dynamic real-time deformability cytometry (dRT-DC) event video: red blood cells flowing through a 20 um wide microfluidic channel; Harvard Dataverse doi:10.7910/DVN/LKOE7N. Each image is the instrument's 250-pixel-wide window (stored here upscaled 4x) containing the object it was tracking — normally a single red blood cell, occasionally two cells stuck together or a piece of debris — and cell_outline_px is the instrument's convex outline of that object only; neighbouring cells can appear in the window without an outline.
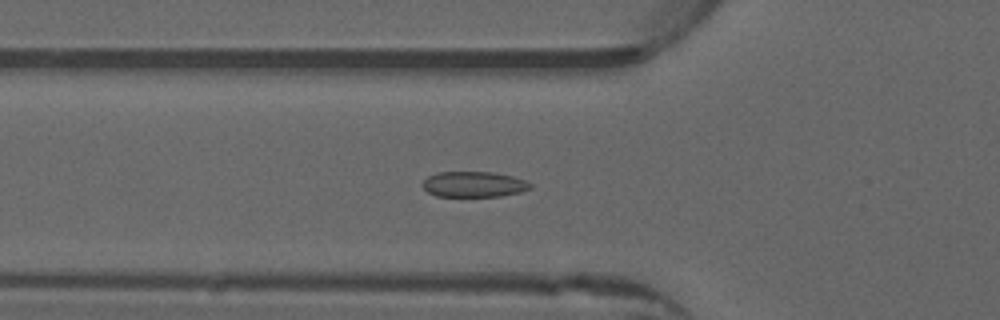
{"species": "common noctule bat (a hibernating species)", "species_latin": "Nyctalus noctula", "temperature_condition": "warm", "stored_images_in_passage": 43, "camera_frame_rate_fps": 3000, "um_per_image_px": 0.085, "animal": {"sex": "male", "forearm_length_mm": 52.5}, "frame": {"image": 1, "passage_image": 9, "time_ms": 2.667, "image_size_px": [1000, 320], "cell_outline_px": [[532, 188], [520, 192], [500, 196], [436, 196], [428, 192], [420, 184], [428, 176], [436, 172], [492, 172], [512, 176], [524, 180], [532, 184]], "centroid_in_image_um": [40.25, 15.66], "position_along_channel_um": 85.5, "area_um2": 16.07}}
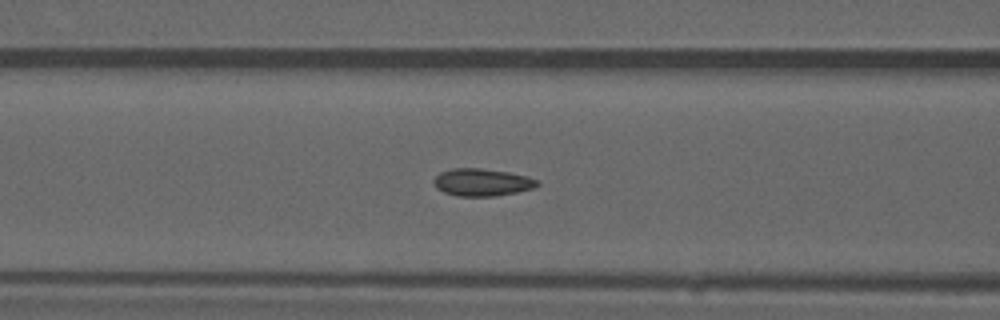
{"frame": {"image": 2, "passage_image": 12, "time_ms": 3.667, "image_size_px": [1000, 320], "cell_outline_px": [[540, 184], [532, 188], [516, 192], [496, 196], [456, 196], [444, 192], [436, 188], [432, 180], [440, 172], [452, 168], [480, 168], [508, 172], [540, 180]], "centroid_in_image_um": [40.94, 15.49], "position_along_channel_um": 125.7, "area_um2": 16.53}}
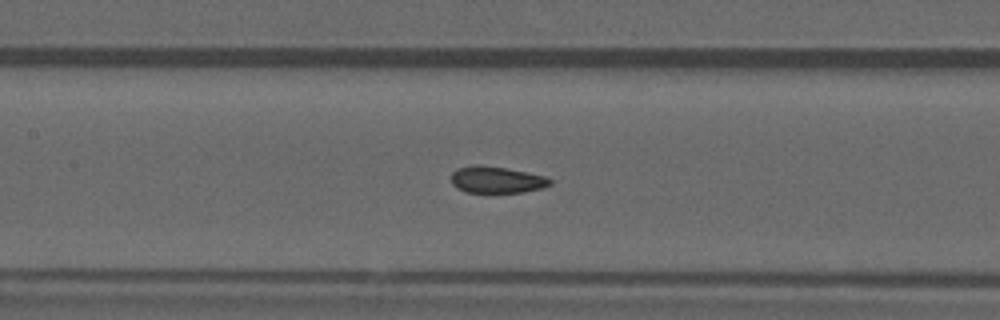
{"frame": {"image": 3, "passage_image": 15, "time_ms": 4.667, "image_size_px": [1000, 320], "cell_outline_px": [[552, 184], [544, 188], [524, 192], [464, 192], [456, 188], [452, 184], [452, 172], [456, 168], [476, 164], [480, 164], [504, 168], [548, 176], [552, 180]], "centroid_in_image_um": [42.23, 15.28], "position_along_channel_um": 165.2, "area_um2": 15.55}}